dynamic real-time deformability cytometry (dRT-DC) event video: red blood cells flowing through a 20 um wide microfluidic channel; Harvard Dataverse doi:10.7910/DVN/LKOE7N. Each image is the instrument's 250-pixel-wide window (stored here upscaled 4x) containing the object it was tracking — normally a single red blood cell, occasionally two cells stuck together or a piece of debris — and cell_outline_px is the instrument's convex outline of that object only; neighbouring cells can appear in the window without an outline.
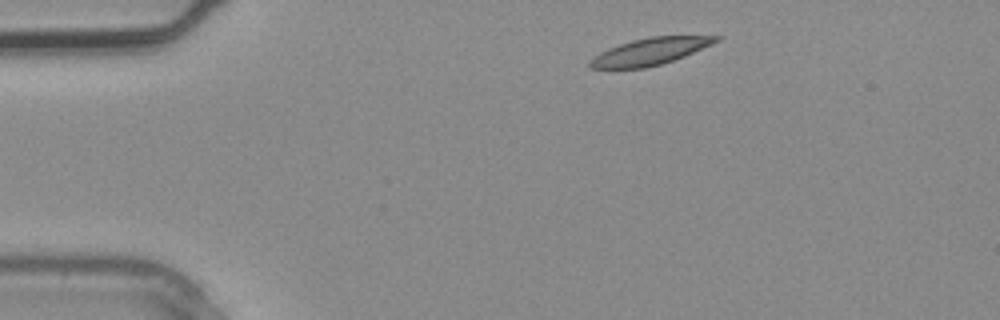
{"species": "common noctule bat (a hibernating species)", "species_latin": "Nyctalus noctula", "temperature_condition": "warm", "stored_images_in_passage": 3, "segment_of_instrument_passage": [2, 2], "camera_frame_rate_fps": 3000, "um_per_image_px": 0.085, "animal": {"sex": "male", "body_mass_g": 20.4}, "frame": {"image": 1, "passage_image": 3, "time_ms": 0.667, "image_size_px": [1000, 320], "cell_outline_px": [[720, 40], [712, 44], [684, 56], [660, 64], [644, 68], [588, 68], [588, 60], [600, 52], [620, 44], [632, 40], [648, 36], [720, 36]], "centroid_in_image_um": [55.22, 4.37], "position_along_channel_um": 29.8, "area_um2": 19.54}}